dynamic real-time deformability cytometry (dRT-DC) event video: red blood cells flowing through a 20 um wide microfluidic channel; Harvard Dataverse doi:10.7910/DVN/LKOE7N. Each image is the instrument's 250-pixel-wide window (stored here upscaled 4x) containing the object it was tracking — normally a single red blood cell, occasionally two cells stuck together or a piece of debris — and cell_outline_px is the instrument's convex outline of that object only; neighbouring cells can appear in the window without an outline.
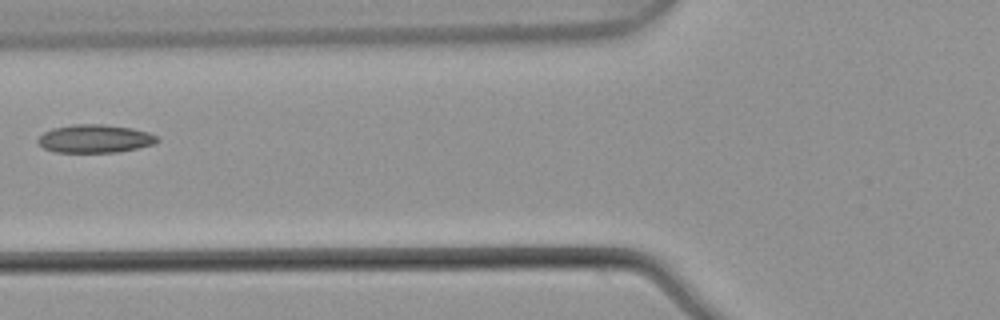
{"species": "common noctule bat (a hibernating species)", "species_latin": "Nyctalus noctula", "temperature_condition": "warm", "stored_images_in_passage": 6, "camera_frame_rate_fps": 3000, "um_per_image_px": 0.085, "animal": {"sex": "male", "body_mass_g": 21.5, "forearm_length_mm": 52.0}, "frame": {"image": 1, "passage_image": 6, "time_ms": 1.667, "image_size_px": [1000, 320], "cell_outline_px": [[160, 140], [156, 144], [116, 152], [56, 152], [44, 148], [36, 140], [44, 132], [52, 128], [72, 124], [104, 124], [132, 128], [148, 132], [156, 136]], "centroid_in_image_um": [8.07, 11.78], "position_along_channel_um": 117.7, "area_um2": 19.59}}